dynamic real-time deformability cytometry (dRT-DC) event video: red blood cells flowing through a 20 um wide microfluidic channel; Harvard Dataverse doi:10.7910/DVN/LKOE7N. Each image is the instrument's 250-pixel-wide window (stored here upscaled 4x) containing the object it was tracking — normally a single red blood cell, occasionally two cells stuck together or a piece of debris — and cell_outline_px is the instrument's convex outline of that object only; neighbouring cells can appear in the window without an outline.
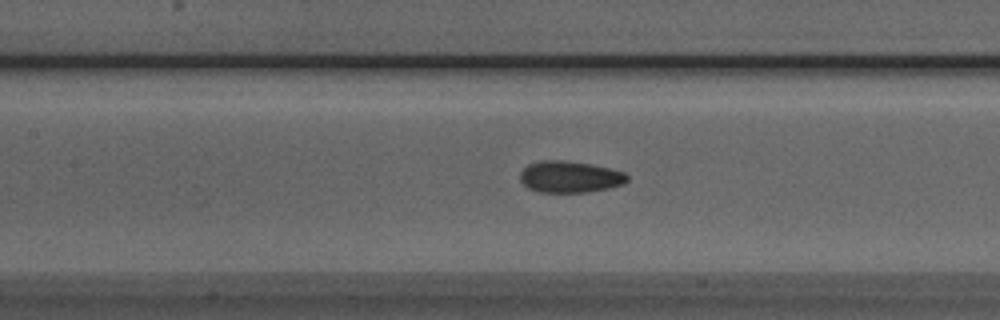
{"species": "Egyptian fruit bat (a non-hibernating species)", "species_latin": "Rousettus aegyptiacus", "temperature_condition": "room temperature", "stored_images_in_passage": 51, "camera_frame_rate_fps": 3000, "um_per_image_px": 0.085, "animal": {"sex": "male"}, "frame": {"image": 1, "passage_image": 22, "time_ms": 7.0, "image_size_px": [1000, 320], "cell_outline_px": [[628, 180], [624, 184], [608, 188], [588, 192], [540, 192], [528, 188], [520, 180], [520, 172], [528, 164], [540, 160], [564, 160], [592, 164], [624, 172], [628, 176]], "centroid_in_image_um": [48.43, 15.02], "position_along_channel_um": 159.0, "area_um2": 19.77}}
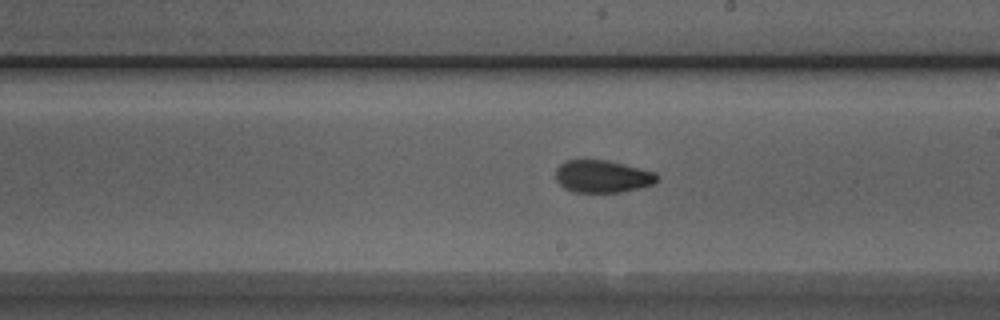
{"frame": {"image": 2, "passage_image": 28, "time_ms": 9.0, "image_size_px": [1000, 320], "cell_outline_px": [[660, 180], [652, 184], [640, 188], [620, 192], [572, 192], [564, 188], [556, 180], [556, 168], [564, 160], [608, 160], [656, 172], [660, 176]], "centroid_in_image_um": [51.23, 14.99], "position_along_channel_um": 237.8, "area_um2": 19.36}}
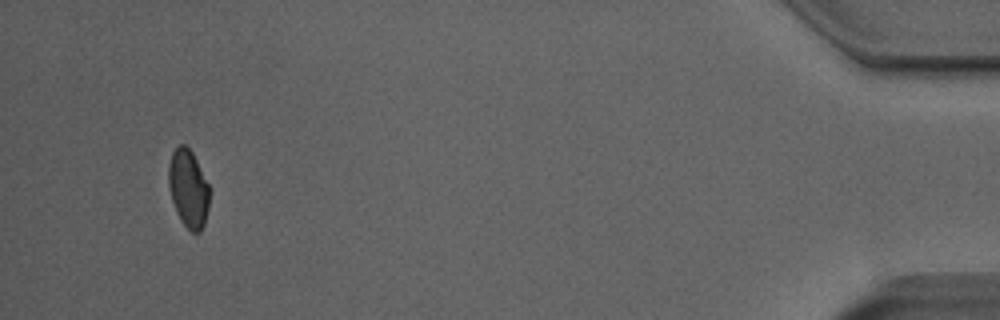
{"frame": {"image": 3, "passage_image": 48, "time_ms": 15.667, "image_size_px": [1000, 320], "cell_outline_px": [[208, 208], [204, 224], [200, 232], [192, 232], [180, 220], [176, 212], [172, 200], [168, 184], [168, 164], [172, 152], [180, 144], [184, 144], [192, 152], [208, 184]], "centroid_in_image_um": [15.98, 16.02], "position_along_channel_um": 419.2, "area_um2": 18.32}, "authors_computed_cell_mechanics": {"area_um2": 19.363, "velocity_mm_per_s": 3.9586, "shape_relaxation_time_tau1_ms": 6.5235, "shape_relaxation_time_tau2_ms": 1.4213, "deformation_change_tau1": 0.1438, "deformation_change_tau2": 0.0572}}